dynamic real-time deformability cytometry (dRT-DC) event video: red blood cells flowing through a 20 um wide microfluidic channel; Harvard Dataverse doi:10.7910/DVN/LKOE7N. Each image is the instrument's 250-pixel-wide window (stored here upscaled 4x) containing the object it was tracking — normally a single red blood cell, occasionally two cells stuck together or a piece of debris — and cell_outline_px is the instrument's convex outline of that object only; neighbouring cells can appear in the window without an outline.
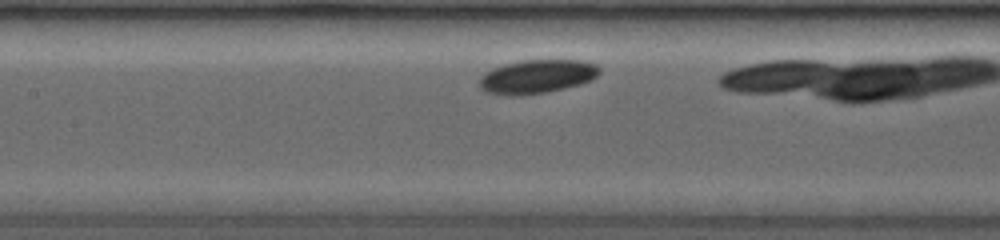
{"species": "common noctule bat (a hibernating species)", "species_latin": "Nyctalus noctula", "temperature_condition": "room temperature", "stored_images_in_passage": 17, "camera_frame_rate_fps": 3500, "um_per_image_px": 0.085, "animal": {"sex": "female", "body_mass_g": 19.0, "forearm_length_mm": 53.3}, "frame": {"image": 1, "passage_image": 8, "time_ms": 2.286, "image_size_px": [1000, 240], "cell_outline_px": [[600, 72], [592, 80], [580, 84], [564, 88], [544, 92], [488, 92], [480, 88], [480, 76], [484, 72], [492, 68], [504, 64], [520, 60], [584, 60], [596, 64], [600, 68]], "centroid_in_image_um": [45.71, 6.43], "position_along_channel_um": 161.7, "area_um2": 22.77}}